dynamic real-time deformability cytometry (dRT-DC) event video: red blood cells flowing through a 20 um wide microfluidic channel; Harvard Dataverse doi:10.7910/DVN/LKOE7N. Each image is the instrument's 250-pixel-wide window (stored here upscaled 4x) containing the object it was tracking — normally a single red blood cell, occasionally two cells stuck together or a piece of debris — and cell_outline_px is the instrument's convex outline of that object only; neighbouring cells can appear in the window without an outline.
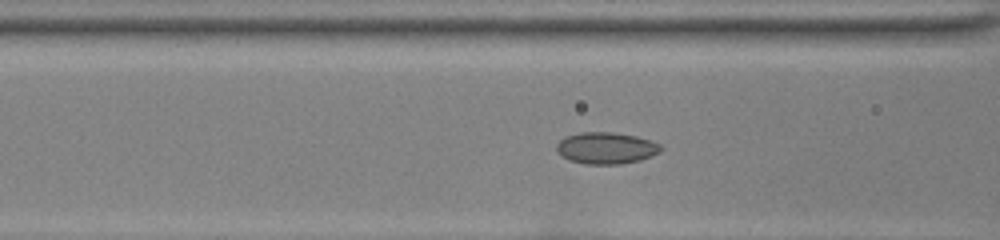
{"species": "common noctule bat (a hibernating species)", "species_latin": "Nyctalus noctula", "temperature_condition": "room temperature", "stored_images_in_passage": 54, "camera_frame_rate_fps": 3000, "um_per_image_px": 0.085, "animal": {"sex": "female", "body_mass_g": 22.0, "forearm_length_mm": 56.7}, "frame": {"image": 1, "passage_image": 25, "time_ms": 8.0, "image_size_px": [1000, 240], "cell_outline_px": [[664, 148], [660, 152], [640, 160], [620, 164], [584, 164], [568, 160], [560, 156], [556, 148], [556, 144], [560, 140], [568, 136], [580, 132], [612, 132], [636, 136], [652, 140], [660, 144]], "centroid_in_image_um": [51.53, 12.59], "position_along_channel_um": 115.1, "area_um2": 19.36}}
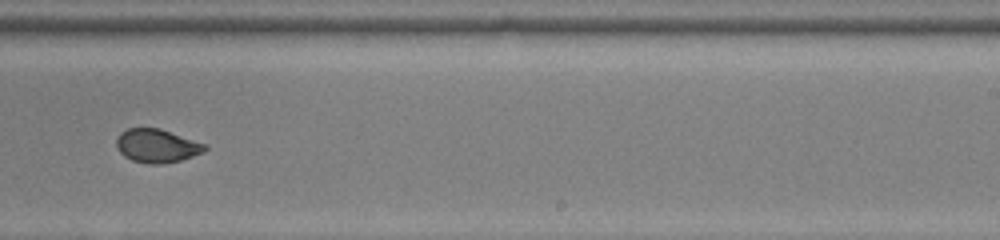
{"frame": {"image": 2, "passage_image": 37, "time_ms": 12.0, "image_size_px": [1000, 240], "cell_outline_px": [[208, 148], [204, 152], [180, 160], [164, 164], [148, 164], [132, 160], [124, 156], [120, 152], [116, 144], [116, 136], [120, 132], [128, 128], [160, 128], [208, 144]], "centroid_in_image_um": [13.35, 12.39], "position_along_channel_um": 275.6, "area_um2": 17.51}}
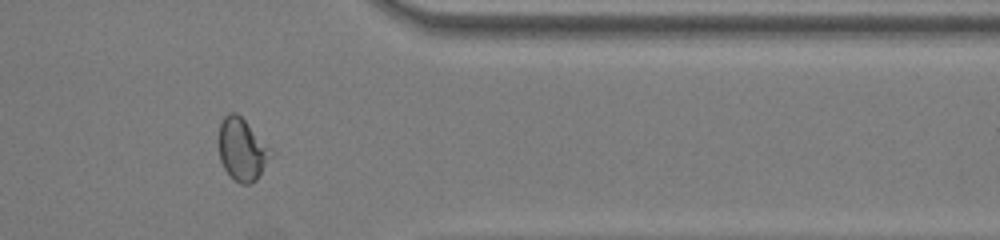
{"frame": {"image": 3, "passage_image": 46, "time_ms": 15.0, "image_size_px": [1000, 240], "cell_outline_px": [[276, 152], [256, 180], [248, 184], [240, 184], [224, 168], [220, 160], [220, 124], [224, 116], [228, 112], [236, 112]], "centroid_in_image_um": [20.63, 12.7], "position_along_channel_um": 390.8, "area_um2": 18.84}, "authors_computed_cell_mechanics": {"area_um2": 19.3341, "velocity_mm_per_s": 4.026, "shape_relaxation_time_tau1_ms": 10.7831, "shape_relaxation_time_tau2_ms": 0.9564, "deformation_change_tau1": 0.1922, "deformation_change_tau2": 0.0509}}